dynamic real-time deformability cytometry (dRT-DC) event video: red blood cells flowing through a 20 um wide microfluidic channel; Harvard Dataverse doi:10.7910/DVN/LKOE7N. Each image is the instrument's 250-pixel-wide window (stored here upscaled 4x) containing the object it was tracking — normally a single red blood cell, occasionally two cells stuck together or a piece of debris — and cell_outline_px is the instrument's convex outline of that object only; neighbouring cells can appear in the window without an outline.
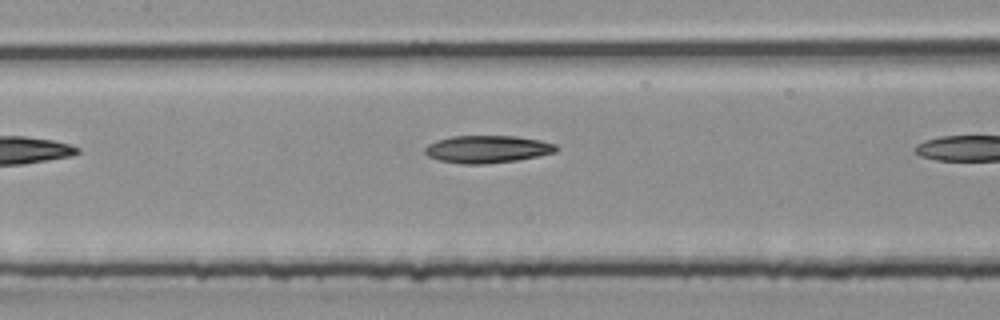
{"species": "common noctule bat (a hibernating species)", "species_latin": "Nyctalus noctula", "temperature_condition": "room temperature", "stored_images_in_passage": 7, "camera_frame_rate_fps": 3000, "um_per_image_px": 0.085, "animal": {"sex": "male", "body_mass_g": 20.4}, "frame": {"image": 1, "passage_image": 6, "time_ms": 1.667, "image_size_px": [1000, 320], "cell_outline_px": [[560, 148], [556, 152], [516, 160], [484, 164], [460, 164], [440, 160], [428, 156], [424, 152], [424, 148], [428, 144], [436, 140], [452, 136], [516, 136], [540, 140], [556, 144]], "centroid_in_image_um": [41.41, 12.67], "position_along_channel_um": 166.0, "area_um2": 21.04}}